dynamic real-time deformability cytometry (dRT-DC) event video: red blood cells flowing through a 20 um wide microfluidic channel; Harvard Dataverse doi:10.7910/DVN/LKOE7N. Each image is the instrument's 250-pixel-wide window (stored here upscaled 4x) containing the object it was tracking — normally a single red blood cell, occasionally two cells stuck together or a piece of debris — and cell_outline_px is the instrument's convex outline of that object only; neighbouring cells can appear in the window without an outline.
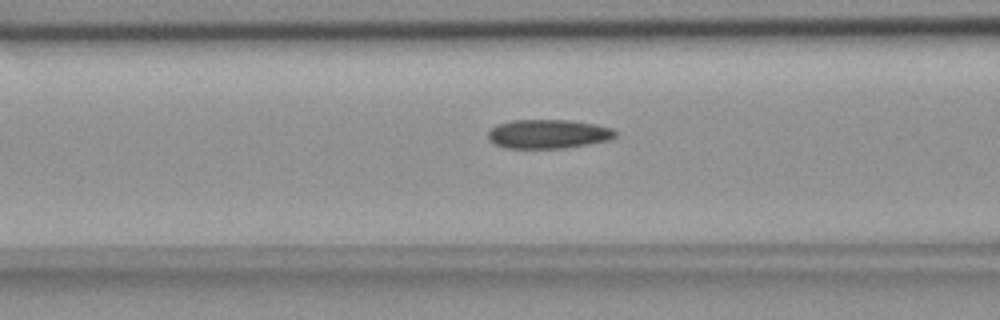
{"species": "common noctule bat (a hibernating species)", "species_latin": "Nyctalus noctula", "temperature_condition": "room temperature", "stored_images_in_passage": 55, "camera_frame_rate_fps": 3000, "um_per_image_px": 0.085, "animal": {"sex": "female", "body_mass_g": 18.4}, "frame": {"image": 1, "passage_image": 22, "time_ms": 7.0, "image_size_px": [1000, 320], "cell_outline_px": [[616, 136], [608, 140], [588, 144], [564, 148], [504, 148], [488, 140], [488, 132], [496, 124], [512, 120], [568, 120], [596, 124], [612, 128], [616, 132]], "centroid_in_image_um": [46.58, 11.38], "position_along_channel_um": 120.0, "area_um2": 21.56}}
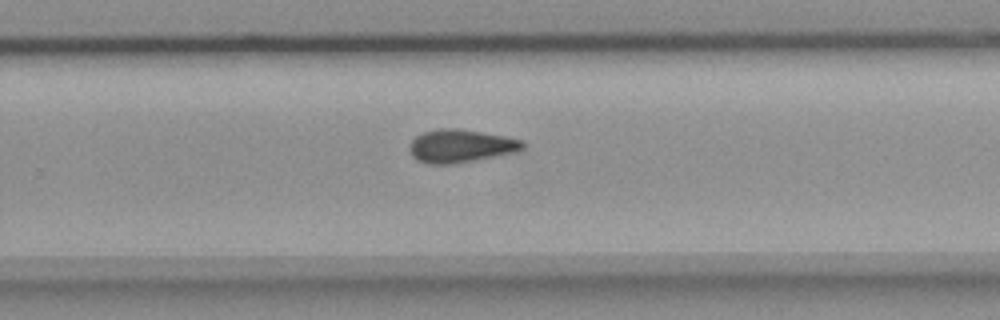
{"frame": {"image": 2, "passage_image": 36, "time_ms": 11.667, "image_size_px": [1000, 320], "cell_outline_px": [[524, 148], [516, 152], [452, 164], [432, 164], [416, 160], [412, 156], [408, 148], [412, 140], [420, 132], [436, 128], [456, 128], [504, 136], [524, 140]], "centroid_in_image_um": [39.12, 12.4], "position_along_channel_um": 290.7, "area_um2": 21.85}}
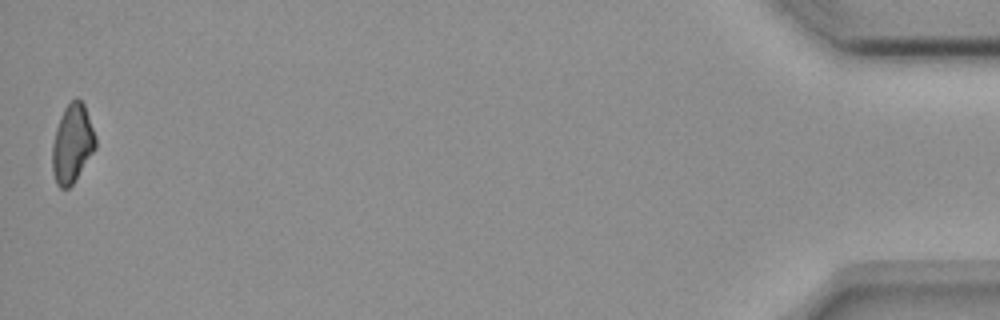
{"frame": {"image": 3, "passage_image": 55, "time_ms": 18.0, "image_size_px": [1000, 320], "cell_outline_px": [[96, 148], [72, 184], [68, 188], [60, 188], [56, 184], [52, 172], [52, 144], [56, 128], [60, 116], [64, 108], [76, 96], [84, 104], [96, 136]], "centroid_in_image_um": [6.13, 12.2], "position_along_channel_um": 429.1, "area_um2": 19.83}, "authors_computed_cell_mechanics": {"area_um2": 21.0392, "velocity_mm_per_s": 3.6638, "shape_relaxation_time_tau1_ms": null, "shape_relaxation_time_tau2_ms": 6.2074, "deformation_change_tau1": null, "deformation_change_tau2": 0.1249}}